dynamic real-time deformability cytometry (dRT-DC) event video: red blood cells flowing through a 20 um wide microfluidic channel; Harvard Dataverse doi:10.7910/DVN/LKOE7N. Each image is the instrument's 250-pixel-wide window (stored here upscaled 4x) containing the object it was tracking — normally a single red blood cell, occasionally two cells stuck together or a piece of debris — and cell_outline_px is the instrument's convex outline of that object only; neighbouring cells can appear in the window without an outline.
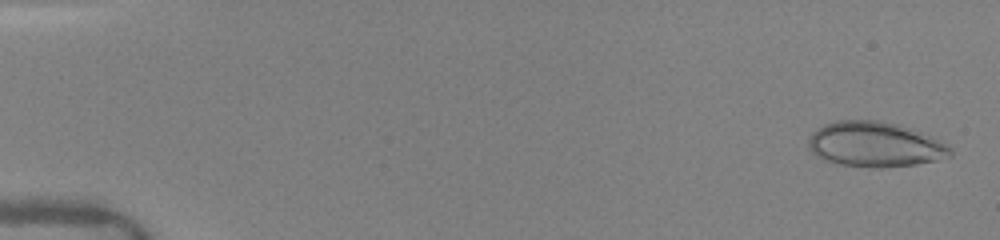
{"species": "human", "species_latin": "Homo sapiens", "temperature_condition": "warm", "stored_images_in_passage": 12, "camera_frame_rate_fps": 3000, "um_per_image_px": 0.085, "donor": {"sex": "female"}, "frame": {"image": 1, "passage_image": 1, "time_ms": 0.0, "image_size_px": [1000, 240], "cell_outline_px": [[952, 156], [936, 160], [916, 164], [880, 168], [872, 168], [840, 164], [824, 160], [816, 156], [808, 148], [808, 140], [812, 132], [824, 124], [836, 120], [880, 120], [896, 124], [932, 136], [940, 140], [952, 148]], "centroid_in_image_um": [74.36, 12.28], "position_along_channel_um": 10.6, "area_um2": 37.45}}
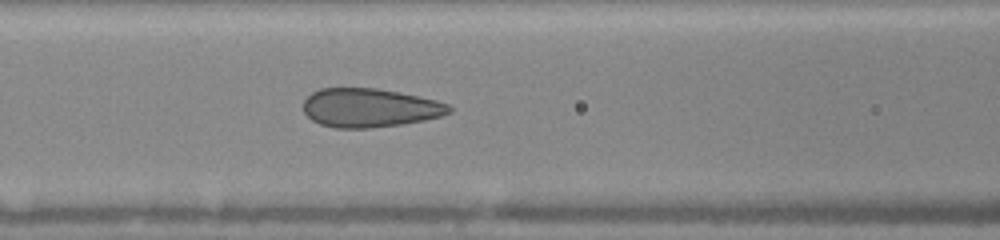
{"frame": {"image": 2, "passage_image": 12, "time_ms": 6.667, "image_size_px": [1000, 240], "cell_outline_px": [[452, 112], [440, 116], [424, 120], [400, 124], [372, 128], [336, 128], [320, 124], [312, 120], [304, 112], [304, 100], [312, 92], [320, 88], [376, 88], [436, 100], [448, 104], [452, 108]], "centroid_in_image_um": [31.41, 9.17], "position_along_channel_um": 135.2, "area_um2": 32.77}}